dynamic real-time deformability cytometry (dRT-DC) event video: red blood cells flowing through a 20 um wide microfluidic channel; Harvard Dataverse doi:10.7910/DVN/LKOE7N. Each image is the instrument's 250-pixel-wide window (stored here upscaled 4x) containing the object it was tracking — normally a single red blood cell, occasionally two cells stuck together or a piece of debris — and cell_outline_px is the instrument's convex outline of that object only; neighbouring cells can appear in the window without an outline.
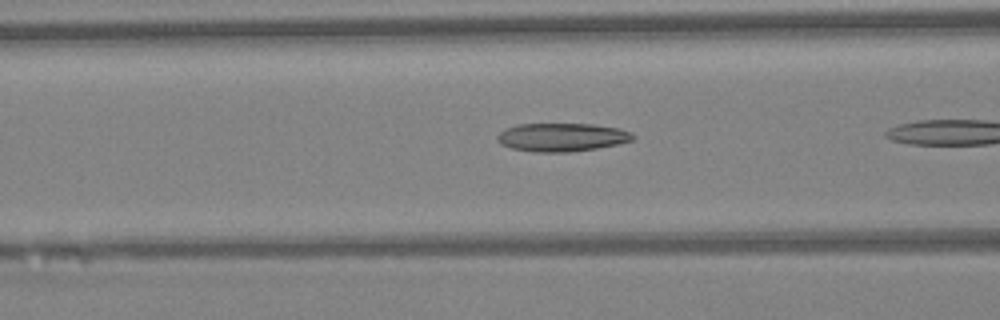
{"species": "Egyptian fruit bat (a non-hibernating species)", "species_latin": "Rousettus aegyptiacus", "temperature_condition": "warm", "stored_images_in_passage": 8, "camera_frame_rate_fps": 3000, "um_per_image_px": 0.085, "animal": {"sex": "female"}, "frame": {"image": 1, "passage_image": 4, "time_ms": 1.0, "image_size_px": [1000, 320], "cell_outline_px": [[636, 136], [632, 140], [616, 144], [596, 148], [568, 152], [536, 152], [512, 148], [500, 144], [496, 140], [496, 136], [504, 128], [516, 124], [592, 124], [620, 128], [632, 132]], "centroid_in_image_um": [47.73, 11.65], "position_along_channel_um": 118.9, "area_um2": 22.48}}
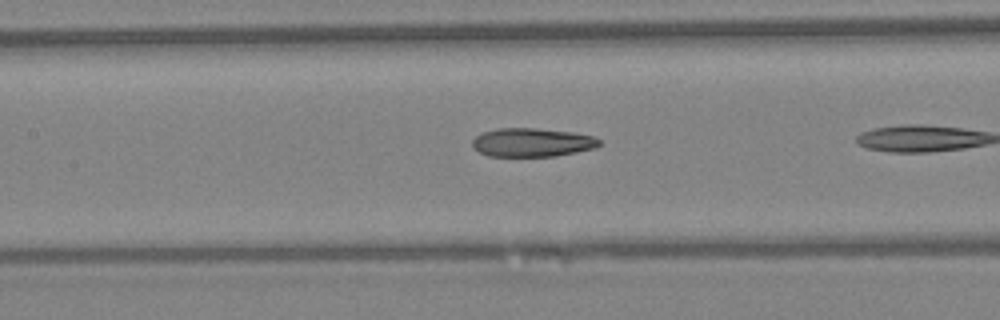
{"frame": {"image": 2, "passage_image": 7, "time_ms": 2.0, "image_size_px": [1000, 320], "cell_outline_px": [[600, 144], [596, 148], [556, 156], [488, 156], [472, 148], [472, 140], [476, 136], [484, 132], [496, 128], [536, 128], [572, 132], [592, 136], [600, 140]], "centroid_in_image_um": [45.21, 12.11], "position_along_channel_um": 162.2, "area_um2": 21.21}}